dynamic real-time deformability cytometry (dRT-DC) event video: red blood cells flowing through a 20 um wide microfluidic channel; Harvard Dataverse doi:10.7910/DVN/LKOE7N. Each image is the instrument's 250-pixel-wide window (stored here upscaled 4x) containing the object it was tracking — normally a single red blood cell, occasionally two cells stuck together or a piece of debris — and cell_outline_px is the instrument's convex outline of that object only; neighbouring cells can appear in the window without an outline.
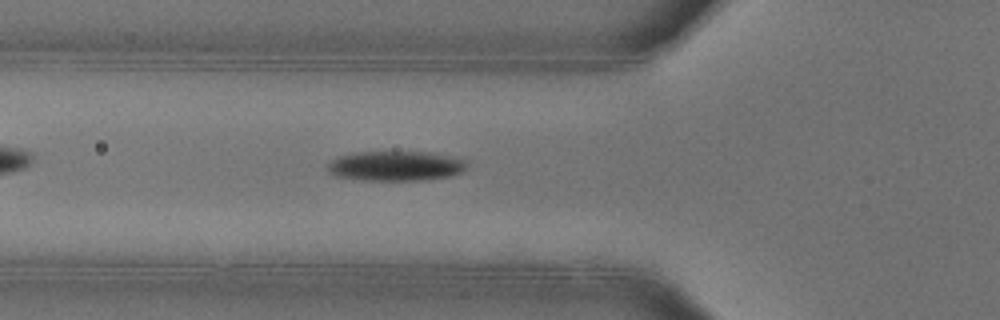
{"species": "common noctule bat (a hibernating species)", "species_latin": "Nyctalus noctula", "temperature_condition": "warm", "stored_images_in_passage": 36, "camera_frame_rate_fps": 3000, "um_per_image_px": 0.085, "animal": {"sex": "female"}, "frame": {"image": 1, "passage_image": 6, "time_ms": 1.667, "image_size_px": [1000, 320], "cell_outline_px": [[468, 160], [464, 172], [448, 176], [424, 180], [360, 180], [332, 176], [328, 172], [324, 164], [340, 156], [352, 152], [432, 152], [456, 156]], "centroid_in_image_um": [33.62, 14.1], "position_along_channel_um": 92.2, "area_um2": 24.8}}
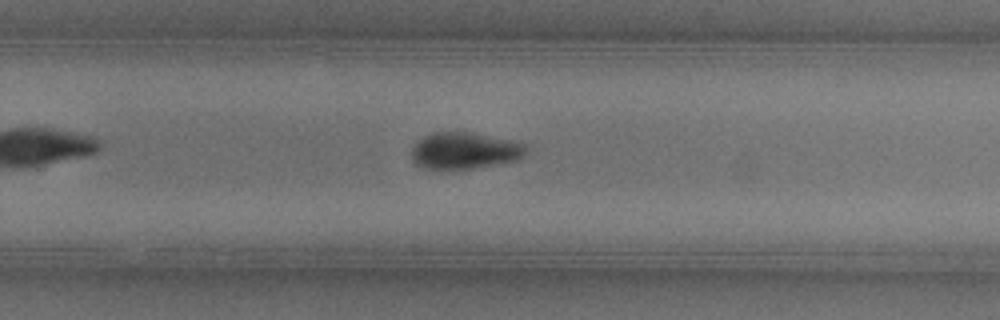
{"frame": {"image": 2, "passage_image": 21, "time_ms": 6.667, "image_size_px": [1000, 320], "cell_outline_px": [[524, 152], [516, 160], [472, 168], [424, 168], [416, 164], [412, 160], [412, 144], [424, 136], [432, 132], [472, 132], [508, 140], [524, 144]], "centroid_in_image_um": [39.39, 12.79], "position_along_channel_um": 290.4, "area_um2": 23.87}, "authors_computed_cell_mechanics": {"area_um2": 24.2182, "velocity_mm_per_s": 3.9634, "shape_relaxation_time_tau1_ms": 3.6043, "shape_relaxation_time_tau2_ms": 5.3094, "deformation_change_tau1": 0.1556, "deformation_change_tau2": 0.0935}}